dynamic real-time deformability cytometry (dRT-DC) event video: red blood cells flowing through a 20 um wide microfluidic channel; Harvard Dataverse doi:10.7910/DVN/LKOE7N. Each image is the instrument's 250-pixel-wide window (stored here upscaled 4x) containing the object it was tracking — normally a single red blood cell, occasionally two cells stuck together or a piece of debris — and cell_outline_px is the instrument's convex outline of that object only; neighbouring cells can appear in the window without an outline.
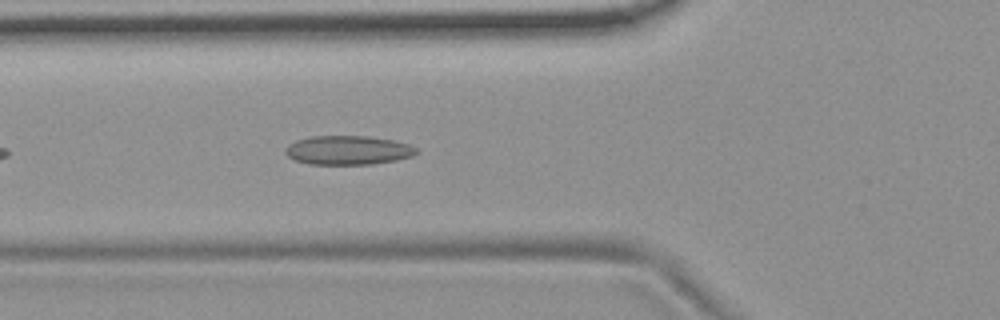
{"species": "common noctule bat (a hibernating species)", "species_latin": "Nyctalus noctula", "temperature_condition": "room temperature", "stored_images_in_passage": 6, "camera_frame_rate_fps": 3000, "um_per_image_px": 0.085, "animal": {"sex": "female", "body_mass_g": 19.9}, "frame": {"image": 1, "passage_image": 6, "time_ms": 1.667, "image_size_px": [1000, 320], "cell_outline_px": [[420, 152], [412, 156], [396, 160], [372, 164], [308, 164], [292, 160], [284, 152], [284, 148], [296, 140], [312, 136], [368, 136], [392, 140], [408, 144], [416, 148]], "centroid_in_image_um": [29.56, 12.77], "position_along_channel_um": 96.2, "area_um2": 22.25}}